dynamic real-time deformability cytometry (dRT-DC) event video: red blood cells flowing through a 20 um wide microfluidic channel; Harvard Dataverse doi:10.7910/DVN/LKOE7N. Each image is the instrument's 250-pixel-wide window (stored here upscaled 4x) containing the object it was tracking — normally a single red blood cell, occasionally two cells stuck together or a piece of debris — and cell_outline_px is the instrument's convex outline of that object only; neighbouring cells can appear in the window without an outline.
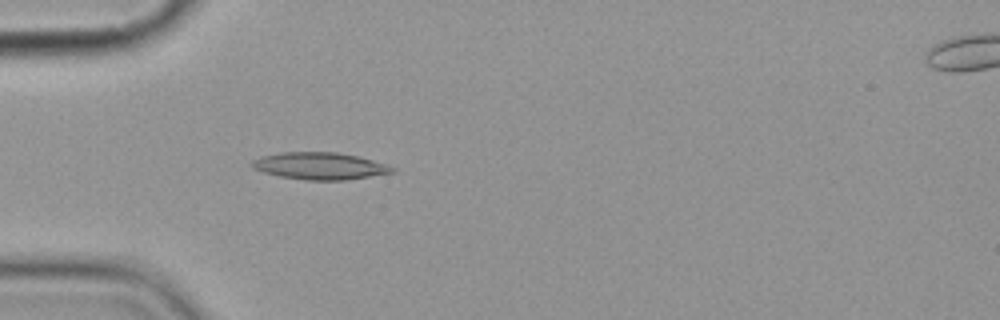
{"species": "common noctule bat (a hibernating species)", "species_latin": "Nyctalus noctula", "temperature_condition": "cold", "stored_images_in_passage": 5, "camera_frame_rate_fps": 3000, "um_per_image_px": 0.085, "animal": {"sex": "female", "body_mass_g": 19.9}, "frame": {"image": 1, "passage_image": 4, "time_ms": 4.667, "image_size_px": [1000, 320], "cell_outline_px": [[396, 172], [344, 180], [304, 180], [280, 176], [264, 172], [252, 168], [248, 164], [252, 160], [260, 156], [280, 152], [336, 152], [356, 156], [372, 160], [396, 168]], "centroid_in_image_um": [27.13, 14.1], "position_along_channel_um": 57.9, "area_um2": 22.14}}